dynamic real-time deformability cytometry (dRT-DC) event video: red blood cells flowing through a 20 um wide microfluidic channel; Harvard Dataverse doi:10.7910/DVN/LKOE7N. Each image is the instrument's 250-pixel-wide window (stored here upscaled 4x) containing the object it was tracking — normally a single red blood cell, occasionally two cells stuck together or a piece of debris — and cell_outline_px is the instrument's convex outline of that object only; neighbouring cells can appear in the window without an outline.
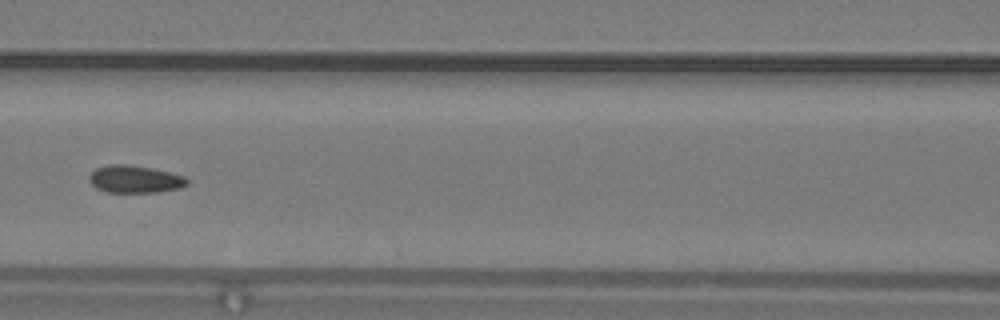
{"species": "common noctule bat (a hibernating species)", "species_latin": "Nyctalus noctula", "temperature_condition": "warm", "stored_images_in_passage": 29, "camera_frame_rate_fps": 3000, "um_per_image_px": 0.085, "animal": {"sex": "male", "body_mass_g": 19.2, "forearm_length_mm": 51.8}, "frame": {"image": 1, "passage_image": 9, "time_ms": 2.667, "image_size_px": [1000, 320], "cell_outline_px": [[188, 184], [180, 188], [160, 192], [104, 192], [96, 188], [88, 180], [88, 176], [96, 168], [108, 164], [128, 164], [152, 168], [184, 176], [188, 180]], "centroid_in_image_um": [11.44, 15.23], "position_along_channel_um": 155.2, "area_um2": 15.78}, "authors_computed_cell_mechanics": {"area_um2": 15.7794, "velocity_mm_per_s": 4.2234, "shape_relaxation_time_tau1_ms": 7.7426, "shape_relaxation_time_tau2_ms": 1.1638, "deformation_change_tau1": 0.1397, "deformation_change_tau2": 0.0638}}